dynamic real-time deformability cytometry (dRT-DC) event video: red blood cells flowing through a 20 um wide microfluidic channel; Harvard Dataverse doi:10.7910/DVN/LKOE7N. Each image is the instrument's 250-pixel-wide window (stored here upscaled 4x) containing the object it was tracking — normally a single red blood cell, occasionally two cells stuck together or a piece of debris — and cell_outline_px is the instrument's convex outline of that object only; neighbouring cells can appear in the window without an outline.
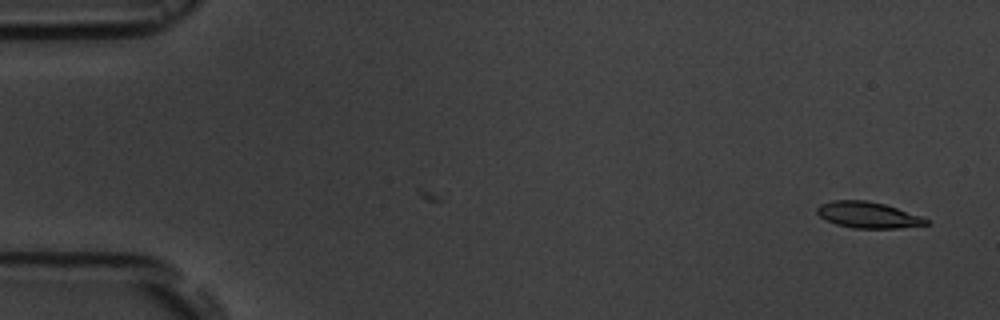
{"species": "common noctule bat (a hibernating species)", "species_latin": "Nyctalus noctula", "temperature_condition": "room temperature", "stored_images_in_passage": 2, "camera_frame_rate_fps": 3000, "um_per_image_px": 0.085, "animal": {"sex": "male", "body_mass_g": 19.5, "forearm_length_mm": 54.6}, "frame": {"image": 1, "passage_image": 2, "time_ms": 1.333, "image_size_px": [1000, 320], "cell_outline_px": [[932, 224], [900, 228], [852, 228], [836, 224], [820, 216], [816, 212], [816, 208], [820, 204], [832, 200], [868, 200], [884, 204], [920, 216], [928, 220]], "centroid_in_image_um": [73.77, 18.27], "position_along_channel_um": 11.2, "area_um2": 16.59}}